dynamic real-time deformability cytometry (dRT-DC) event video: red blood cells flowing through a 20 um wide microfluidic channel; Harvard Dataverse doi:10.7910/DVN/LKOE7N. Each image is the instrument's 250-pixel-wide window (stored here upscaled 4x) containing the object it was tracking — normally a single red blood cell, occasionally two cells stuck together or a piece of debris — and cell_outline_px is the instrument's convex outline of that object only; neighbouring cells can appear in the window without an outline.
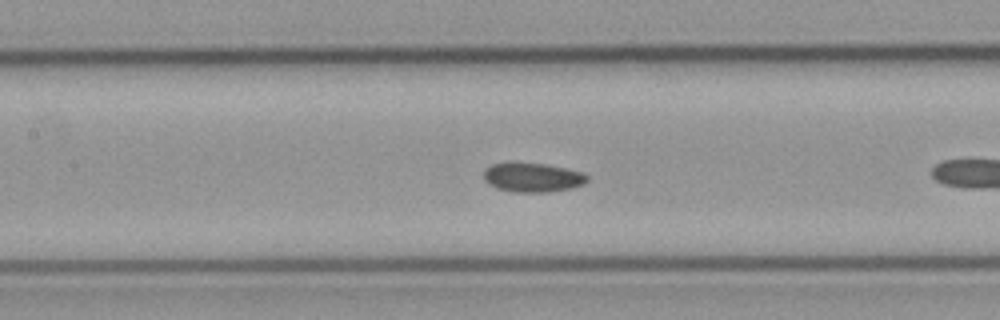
{"species": "common noctule bat (a hibernating species)", "species_latin": "Nyctalus noctula", "temperature_condition": "cold", "stored_images_in_passage": 26, "camera_frame_rate_fps": 3000, "um_per_image_px": 0.085, "animal": {"sex": "male", "body_mass_g": 23.1, "forearm_length_mm": 52.7}, "frame": {"image": 1, "passage_image": 19, "time_ms": 6.0, "image_size_px": [1000, 320], "cell_outline_px": [[588, 180], [584, 184], [572, 188], [548, 192], [516, 192], [496, 188], [488, 184], [484, 180], [484, 168], [492, 164], [544, 164], [584, 172], [588, 176]], "centroid_in_image_um": [45.29, 15.1], "position_along_channel_um": 162.1, "area_um2": 17.4}}
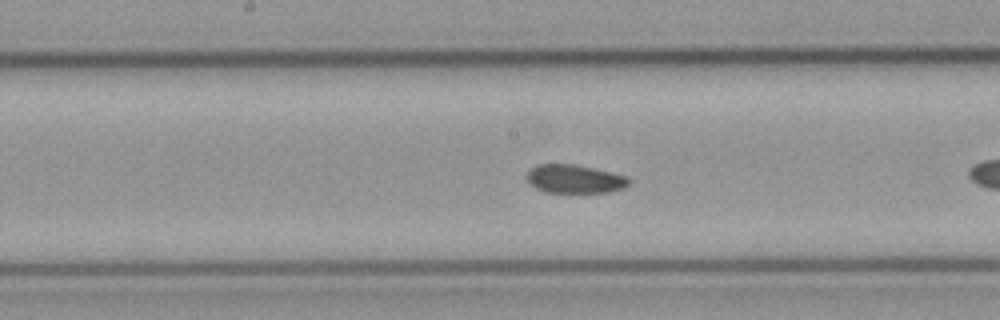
{"frame": {"image": 2, "passage_image": 22, "time_ms": 7.0, "image_size_px": [1000, 320], "cell_outline_px": [[632, 180], [624, 188], [608, 192], [544, 192], [536, 188], [524, 176], [528, 168], [536, 164], [572, 164], [592, 168], [628, 176]], "centroid_in_image_um": [48.81, 15.2], "position_along_channel_um": 199.4, "area_um2": 17.05}}